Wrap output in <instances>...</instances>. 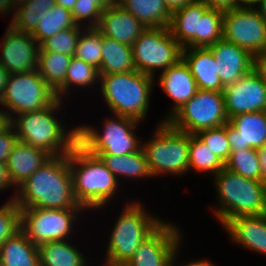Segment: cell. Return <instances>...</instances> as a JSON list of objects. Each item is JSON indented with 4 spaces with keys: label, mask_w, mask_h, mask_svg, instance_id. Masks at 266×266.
<instances>
[{
    "label": "cell",
    "mask_w": 266,
    "mask_h": 266,
    "mask_svg": "<svg viewBox=\"0 0 266 266\" xmlns=\"http://www.w3.org/2000/svg\"><path fill=\"white\" fill-rule=\"evenodd\" d=\"M253 56L266 51V21L254 5L224 11L223 37Z\"/></svg>",
    "instance_id": "13"
},
{
    "label": "cell",
    "mask_w": 266,
    "mask_h": 266,
    "mask_svg": "<svg viewBox=\"0 0 266 266\" xmlns=\"http://www.w3.org/2000/svg\"><path fill=\"white\" fill-rule=\"evenodd\" d=\"M117 3L146 28L169 27L171 23L172 13L163 0H117Z\"/></svg>",
    "instance_id": "25"
},
{
    "label": "cell",
    "mask_w": 266,
    "mask_h": 266,
    "mask_svg": "<svg viewBox=\"0 0 266 266\" xmlns=\"http://www.w3.org/2000/svg\"><path fill=\"white\" fill-rule=\"evenodd\" d=\"M222 228L239 247L260 253L261 215L238 216L230 219Z\"/></svg>",
    "instance_id": "29"
},
{
    "label": "cell",
    "mask_w": 266,
    "mask_h": 266,
    "mask_svg": "<svg viewBox=\"0 0 266 266\" xmlns=\"http://www.w3.org/2000/svg\"><path fill=\"white\" fill-rule=\"evenodd\" d=\"M103 11L94 0H77L71 13L76 25L84 28H97Z\"/></svg>",
    "instance_id": "40"
},
{
    "label": "cell",
    "mask_w": 266,
    "mask_h": 266,
    "mask_svg": "<svg viewBox=\"0 0 266 266\" xmlns=\"http://www.w3.org/2000/svg\"><path fill=\"white\" fill-rule=\"evenodd\" d=\"M99 81L100 74L97 68L72 56L71 62L66 71L65 83L55 93L57 98L63 101V98L70 94L71 87H82L83 89L93 88L94 85L99 86Z\"/></svg>",
    "instance_id": "30"
},
{
    "label": "cell",
    "mask_w": 266,
    "mask_h": 266,
    "mask_svg": "<svg viewBox=\"0 0 266 266\" xmlns=\"http://www.w3.org/2000/svg\"><path fill=\"white\" fill-rule=\"evenodd\" d=\"M228 119L241 113L266 111V83L253 69L223 91Z\"/></svg>",
    "instance_id": "15"
},
{
    "label": "cell",
    "mask_w": 266,
    "mask_h": 266,
    "mask_svg": "<svg viewBox=\"0 0 266 266\" xmlns=\"http://www.w3.org/2000/svg\"><path fill=\"white\" fill-rule=\"evenodd\" d=\"M101 158L106 167L115 175L119 181L124 178L130 180L142 178H153L150 173L148 162L145 158L142 148L134 153L125 154L123 156L116 155H96ZM120 178V179H119ZM132 178V179H131Z\"/></svg>",
    "instance_id": "26"
},
{
    "label": "cell",
    "mask_w": 266,
    "mask_h": 266,
    "mask_svg": "<svg viewBox=\"0 0 266 266\" xmlns=\"http://www.w3.org/2000/svg\"><path fill=\"white\" fill-rule=\"evenodd\" d=\"M0 266H40L38 246L20 229L0 246Z\"/></svg>",
    "instance_id": "24"
},
{
    "label": "cell",
    "mask_w": 266,
    "mask_h": 266,
    "mask_svg": "<svg viewBox=\"0 0 266 266\" xmlns=\"http://www.w3.org/2000/svg\"><path fill=\"white\" fill-rule=\"evenodd\" d=\"M73 193L86 211L101 209L121 191L115 175L99 156L91 154L79 142L68 154Z\"/></svg>",
    "instance_id": "3"
},
{
    "label": "cell",
    "mask_w": 266,
    "mask_h": 266,
    "mask_svg": "<svg viewBox=\"0 0 266 266\" xmlns=\"http://www.w3.org/2000/svg\"><path fill=\"white\" fill-rule=\"evenodd\" d=\"M156 78L139 72L100 75V91L112 114L144 122Z\"/></svg>",
    "instance_id": "6"
},
{
    "label": "cell",
    "mask_w": 266,
    "mask_h": 266,
    "mask_svg": "<svg viewBox=\"0 0 266 266\" xmlns=\"http://www.w3.org/2000/svg\"><path fill=\"white\" fill-rule=\"evenodd\" d=\"M140 203L129 201L122 208L109 236L104 265L124 266L139 245L164 222Z\"/></svg>",
    "instance_id": "5"
},
{
    "label": "cell",
    "mask_w": 266,
    "mask_h": 266,
    "mask_svg": "<svg viewBox=\"0 0 266 266\" xmlns=\"http://www.w3.org/2000/svg\"><path fill=\"white\" fill-rule=\"evenodd\" d=\"M176 223L164 222L137 248L124 266H169L171 257L181 242L183 233ZM182 240V241H181Z\"/></svg>",
    "instance_id": "14"
},
{
    "label": "cell",
    "mask_w": 266,
    "mask_h": 266,
    "mask_svg": "<svg viewBox=\"0 0 266 266\" xmlns=\"http://www.w3.org/2000/svg\"><path fill=\"white\" fill-rule=\"evenodd\" d=\"M83 210L86 209L22 208L21 230L37 246L51 241L69 240L74 223L79 222Z\"/></svg>",
    "instance_id": "12"
},
{
    "label": "cell",
    "mask_w": 266,
    "mask_h": 266,
    "mask_svg": "<svg viewBox=\"0 0 266 266\" xmlns=\"http://www.w3.org/2000/svg\"><path fill=\"white\" fill-rule=\"evenodd\" d=\"M253 5L258 9L260 15L266 21V0H257Z\"/></svg>",
    "instance_id": "54"
},
{
    "label": "cell",
    "mask_w": 266,
    "mask_h": 266,
    "mask_svg": "<svg viewBox=\"0 0 266 266\" xmlns=\"http://www.w3.org/2000/svg\"><path fill=\"white\" fill-rule=\"evenodd\" d=\"M11 124V120L6 110H0V132L6 129Z\"/></svg>",
    "instance_id": "53"
},
{
    "label": "cell",
    "mask_w": 266,
    "mask_h": 266,
    "mask_svg": "<svg viewBox=\"0 0 266 266\" xmlns=\"http://www.w3.org/2000/svg\"><path fill=\"white\" fill-rule=\"evenodd\" d=\"M97 29L103 36L132 46L146 27L116 2L102 12Z\"/></svg>",
    "instance_id": "20"
},
{
    "label": "cell",
    "mask_w": 266,
    "mask_h": 266,
    "mask_svg": "<svg viewBox=\"0 0 266 266\" xmlns=\"http://www.w3.org/2000/svg\"><path fill=\"white\" fill-rule=\"evenodd\" d=\"M21 229V209L15 200L0 206V246Z\"/></svg>",
    "instance_id": "39"
},
{
    "label": "cell",
    "mask_w": 266,
    "mask_h": 266,
    "mask_svg": "<svg viewBox=\"0 0 266 266\" xmlns=\"http://www.w3.org/2000/svg\"><path fill=\"white\" fill-rule=\"evenodd\" d=\"M40 17L41 20L35 30L31 33L32 37L39 45L45 39L54 36L61 30L76 26L73 21L71 11L57 4H55V6L49 9L45 14H41Z\"/></svg>",
    "instance_id": "31"
},
{
    "label": "cell",
    "mask_w": 266,
    "mask_h": 266,
    "mask_svg": "<svg viewBox=\"0 0 266 266\" xmlns=\"http://www.w3.org/2000/svg\"><path fill=\"white\" fill-rule=\"evenodd\" d=\"M0 43V63L9 73L29 72L38 67L39 44L31 33L17 31L9 24Z\"/></svg>",
    "instance_id": "16"
},
{
    "label": "cell",
    "mask_w": 266,
    "mask_h": 266,
    "mask_svg": "<svg viewBox=\"0 0 266 266\" xmlns=\"http://www.w3.org/2000/svg\"><path fill=\"white\" fill-rule=\"evenodd\" d=\"M149 140L141 142L151 175H184L189 171L190 134L161 120Z\"/></svg>",
    "instance_id": "7"
},
{
    "label": "cell",
    "mask_w": 266,
    "mask_h": 266,
    "mask_svg": "<svg viewBox=\"0 0 266 266\" xmlns=\"http://www.w3.org/2000/svg\"><path fill=\"white\" fill-rule=\"evenodd\" d=\"M182 59L200 90L223 92L224 85L217 73V62L209 47L183 48Z\"/></svg>",
    "instance_id": "21"
},
{
    "label": "cell",
    "mask_w": 266,
    "mask_h": 266,
    "mask_svg": "<svg viewBox=\"0 0 266 266\" xmlns=\"http://www.w3.org/2000/svg\"><path fill=\"white\" fill-rule=\"evenodd\" d=\"M136 70L155 78L182 59L183 48L173 38L169 27L146 28L132 45ZM162 69V70H161Z\"/></svg>",
    "instance_id": "10"
},
{
    "label": "cell",
    "mask_w": 266,
    "mask_h": 266,
    "mask_svg": "<svg viewBox=\"0 0 266 266\" xmlns=\"http://www.w3.org/2000/svg\"><path fill=\"white\" fill-rule=\"evenodd\" d=\"M9 25L17 31L32 33L37 27L41 17L34 12L14 13Z\"/></svg>",
    "instance_id": "41"
},
{
    "label": "cell",
    "mask_w": 266,
    "mask_h": 266,
    "mask_svg": "<svg viewBox=\"0 0 266 266\" xmlns=\"http://www.w3.org/2000/svg\"><path fill=\"white\" fill-rule=\"evenodd\" d=\"M56 99L55 91L35 69L10 74L0 105L8 109L6 111L11 120L18 114L50 106Z\"/></svg>",
    "instance_id": "11"
},
{
    "label": "cell",
    "mask_w": 266,
    "mask_h": 266,
    "mask_svg": "<svg viewBox=\"0 0 266 266\" xmlns=\"http://www.w3.org/2000/svg\"><path fill=\"white\" fill-rule=\"evenodd\" d=\"M180 246H178L176 248V250L174 251L172 257H171V260H170V263H169V266H177L175 263H176V260L178 259V254L180 253L179 250H181ZM182 266H215V264H212V262L210 260H207V259H202L201 260H196L195 262H187V264H183Z\"/></svg>",
    "instance_id": "47"
},
{
    "label": "cell",
    "mask_w": 266,
    "mask_h": 266,
    "mask_svg": "<svg viewBox=\"0 0 266 266\" xmlns=\"http://www.w3.org/2000/svg\"><path fill=\"white\" fill-rule=\"evenodd\" d=\"M28 1H31V0H15V3L17 5V4H22V3H25V2H28Z\"/></svg>",
    "instance_id": "58"
},
{
    "label": "cell",
    "mask_w": 266,
    "mask_h": 266,
    "mask_svg": "<svg viewBox=\"0 0 266 266\" xmlns=\"http://www.w3.org/2000/svg\"><path fill=\"white\" fill-rule=\"evenodd\" d=\"M50 158L51 156L42 149L18 141L6 162L16 189Z\"/></svg>",
    "instance_id": "22"
},
{
    "label": "cell",
    "mask_w": 266,
    "mask_h": 266,
    "mask_svg": "<svg viewBox=\"0 0 266 266\" xmlns=\"http://www.w3.org/2000/svg\"><path fill=\"white\" fill-rule=\"evenodd\" d=\"M16 6L15 0H0V13L2 14L1 17L7 16L11 11L14 13L13 11H15Z\"/></svg>",
    "instance_id": "49"
},
{
    "label": "cell",
    "mask_w": 266,
    "mask_h": 266,
    "mask_svg": "<svg viewBox=\"0 0 266 266\" xmlns=\"http://www.w3.org/2000/svg\"><path fill=\"white\" fill-rule=\"evenodd\" d=\"M18 141V137L11 124L0 132V162H7L9 154Z\"/></svg>",
    "instance_id": "42"
},
{
    "label": "cell",
    "mask_w": 266,
    "mask_h": 266,
    "mask_svg": "<svg viewBox=\"0 0 266 266\" xmlns=\"http://www.w3.org/2000/svg\"><path fill=\"white\" fill-rule=\"evenodd\" d=\"M260 254L266 255V217L261 215Z\"/></svg>",
    "instance_id": "50"
},
{
    "label": "cell",
    "mask_w": 266,
    "mask_h": 266,
    "mask_svg": "<svg viewBox=\"0 0 266 266\" xmlns=\"http://www.w3.org/2000/svg\"><path fill=\"white\" fill-rule=\"evenodd\" d=\"M225 164L205 145L196 134H190L189 170L215 176Z\"/></svg>",
    "instance_id": "33"
},
{
    "label": "cell",
    "mask_w": 266,
    "mask_h": 266,
    "mask_svg": "<svg viewBox=\"0 0 266 266\" xmlns=\"http://www.w3.org/2000/svg\"><path fill=\"white\" fill-rule=\"evenodd\" d=\"M243 4L253 5L257 0H240Z\"/></svg>",
    "instance_id": "57"
},
{
    "label": "cell",
    "mask_w": 266,
    "mask_h": 266,
    "mask_svg": "<svg viewBox=\"0 0 266 266\" xmlns=\"http://www.w3.org/2000/svg\"><path fill=\"white\" fill-rule=\"evenodd\" d=\"M166 7L169 9V11L172 13L173 11L180 9L187 4L192 3L195 0H163Z\"/></svg>",
    "instance_id": "48"
},
{
    "label": "cell",
    "mask_w": 266,
    "mask_h": 266,
    "mask_svg": "<svg viewBox=\"0 0 266 266\" xmlns=\"http://www.w3.org/2000/svg\"><path fill=\"white\" fill-rule=\"evenodd\" d=\"M83 29L84 27L76 25L73 28L61 30L54 36L45 39L39 45V52H54L73 56Z\"/></svg>",
    "instance_id": "37"
},
{
    "label": "cell",
    "mask_w": 266,
    "mask_h": 266,
    "mask_svg": "<svg viewBox=\"0 0 266 266\" xmlns=\"http://www.w3.org/2000/svg\"><path fill=\"white\" fill-rule=\"evenodd\" d=\"M223 14V11L214 8L198 14V47H209L222 39Z\"/></svg>",
    "instance_id": "36"
},
{
    "label": "cell",
    "mask_w": 266,
    "mask_h": 266,
    "mask_svg": "<svg viewBox=\"0 0 266 266\" xmlns=\"http://www.w3.org/2000/svg\"><path fill=\"white\" fill-rule=\"evenodd\" d=\"M209 8L221 11L231 10L244 5L240 0H202Z\"/></svg>",
    "instance_id": "44"
},
{
    "label": "cell",
    "mask_w": 266,
    "mask_h": 266,
    "mask_svg": "<svg viewBox=\"0 0 266 266\" xmlns=\"http://www.w3.org/2000/svg\"><path fill=\"white\" fill-rule=\"evenodd\" d=\"M77 0H56V4L72 11L74 5L76 4Z\"/></svg>",
    "instance_id": "55"
},
{
    "label": "cell",
    "mask_w": 266,
    "mask_h": 266,
    "mask_svg": "<svg viewBox=\"0 0 266 266\" xmlns=\"http://www.w3.org/2000/svg\"><path fill=\"white\" fill-rule=\"evenodd\" d=\"M209 48L217 62V73L224 86L236 82L254 69V56L223 38Z\"/></svg>",
    "instance_id": "18"
},
{
    "label": "cell",
    "mask_w": 266,
    "mask_h": 266,
    "mask_svg": "<svg viewBox=\"0 0 266 266\" xmlns=\"http://www.w3.org/2000/svg\"><path fill=\"white\" fill-rule=\"evenodd\" d=\"M11 187H13L14 191H16L13 193L14 195L11 198L9 197V200H13L15 198L17 189H15L16 187L10 178L6 163L0 162V192H2V190L5 191L6 189H10Z\"/></svg>",
    "instance_id": "45"
},
{
    "label": "cell",
    "mask_w": 266,
    "mask_h": 266,
    "mask_svg": "<svg viewBox=\"0 0 266 266\" xmlns=\"http://www.w3.org/2000/svg\"><path fill=\"white\" fill-rule=\"evenodd\" d=\"M196 135L225 164L231 154V148L226 133V124L217 128L202 130Z\"/></svg>",
    "instance_id": "38"
},
{
    "label": "cell",
    "mask_w": 266,
    "mask_h": 266,
    "mask_svg": "<svg viewBox=\"0 0 266 266\" xmlns=\"http://www.w3.org/2000/svg\"><path fill=\"white\" fill-rule=\"evenodd\" d=\"M56 0H31L22 4H17L14 13L34 12L39 16L45 14L49 9L55 6Z\"/></svg>",
    "instance_id": "43"
},
{
    "label": "cell",
    "mask_w": 266,
    "mask_h": 266,
    "mask_svg": "<svg viewBox=\"0 0 266 266\" xmlns=\"http://www.w3.org/2000/svg\"><path fill=\"white\" fill-rule=\"evenodd\" d=\"M258 156L262 174L266 175V144L258 149Z\"/></svg>",
    "instance_id": "52"
},
{
    "label": "cell",
    "mask_w": 266,
    "mask_h": 266,
    "mask_svg": "<svg viewBox=\"0 0 266 266\" xmlns=\"http://www.w3.org/2000/svg\"><path fill=\"white\" fill-rule=\"evenodd\" d=\"M10 73L6 70L0 63V100L2 99L5 93V87L9 80Z\"/></svg>",
    "instance_id": "51"
},
{
    "label": "cell",
    "mask_w": 266,
    "mask_h": 266,
    "mask_svg": "<svg viewBox=\"0 0 266 266\" xmlns=\"http://www.w3.org/2000/svg\"><path fill=\"white\" fill-rule=\"evenodd\" d=\"M72 56L54 52H39L37 70L47 84L56 92L64 83Z\"/></svg>",
    "instance_id": "32"
},
{
    "label": "cell",
    "mask_w": 266,
    "mask_h": 266,
    "mask_svg": "<svg viewBox=\"0 0 266 266\" xmlns=\"http://www.w3.org/2000/svg\"><path fill=\"white\" fill-rule=\"evenodd\" d=\"M213 180L218 204L212 212L222 227L230 219L238 216L265 213L266 187L263 181L247 179L225 167L213 177Z\"/></svg>",
    "instance_id": "4"
},
{
    "label": "cell",
    "mask_w": 266,
    "mask_h": 266,
    "mask_svg": "<svg viewBox=\"0 0 266 266\" xmlns=\"http://www.w3.org/2000/svg\"><path fill=\"white\" fill-rule=\"evenodd\" d=\"M157 79L162 91L172 100L171 112L169 111L163 119L166 121L196 94L198 88L183 59L161 72Z\"/></svg>",
    "instance_id": "19"
},
{
    "label": "cell",
    "mask_w": 266,
    "mask_h": 266,
    "mask_svg": "<svg viewBox=\"0 0 266 266\" xmlns=\"http://www.w3.org/2000/svg\"><path fill=\"white\" fill-rule=\"evenodd\" d=\"M14 200L20 209L84 208L74 197L68 154L45 162L17 188Z\"/></svg>",
    "instance_id": "1"
},
{
    "label": "cell",
    "mask_w": 266,
    "mask_h": 266,
    "mask_svg": "<svg viewBox=\"0 0 266 266\" xmlns=\"http://www.w3.org/2000/svg\"><path fill=\"white\" fill-rule=\"evenodd\" d=\"M264 184H265V187H266V175L264 176Z\"/></svg>",
    "instance_id": "59"
},
{
    "label": "cell",
    "mask_w": 266,
    "mask_h": 266,
    "mask_svg": "<svg viewBox=\"0 0 266 266\" xmlns=\"http://www.w3.org/2000/svg\"><path fill=\"white\" fill-rule=\"evenodd\" d=\"M254 70L266 83V52L254 56Z\"/></svg>",
    "instance_id": "46"
},
{
    "label": "cell",
    "mask_w": 266,
    "mask_h": 266,
    "mask_svg": "<svg viewBox=\"0 0 266 266\" xmlns=\"http://www.w3.org/2000/svg\"><path fill=\"white\" fill-rule=\"evenodd\" d=\"M136 70L132 46L120 43L113 38L103 36L100 75L126 73Z\"/></svg>",
    "instance_id": "28"
},
{
    "label": "cell",
    "mask_w": 266,
    "mask_h": 266,
    "mask_svg": "<svg viewBox=\"0 0 266 266\" xmlns=\"http://www.w3.org/2000/svg\"><path fill=\"white\" fill-rule=\"evenodd\" d=\"M63 101L56 99L41 110L18 114L11 119L18 140L40 148L51 157L67 155L78 143V126L72 130L65 128L58 114L63 109ZM64 126V127H63ZM66 130V131H65Z\"/></svg>",
    "instance_id": "2"
},
{
    "label": "cell",
    "mask_w": 266,
    "mask_h": 266,
    "mask_svg": "<svg viewBox=\"0 0 266 266\" xmlns=\"http://www.w3.org/2000/svg\"><path fill=\"white\" fill-rule=\"evenodd\" d=\"M208 8L202 0H195L172 12L169 30L182 48L198 47V14Z\"/></svg>",
    "instance_id": "23"
},
{
    "label": "cell",
    "mask_w": 266,
    "mask_h": 266,
    "mask_svg": "<svg viewBox=\"0 0 266 266\" xmlns=\"http://www.w3.org/2000/svg\"><path fill=\"white\" fill-rule=\"evenodd\" d=\"M68 240L51 241L38 246L40 266H88L85 254Z\"/></svg>",
    "instance_id": "27"
},
{
    "label": "cell",
    "mask_w": 266,
    "mask_h": 266,
    "mask_svg": "<svg viewBox=\"0 0 266 266\" xmlns=\"http://www.w3.org/2000/svg\"><path fill=\"white\" fill-rule=\"evenodd\" d=\"M102 44L103 35L97 28H84L73 56L99 70L102 60Z\"/></svg>",
    "instance_id": "35"
},
{
    "label": "cell",
    "mask_w": 266,
    "mask_h": 266,
    "mask_svg": "<svg viewBox=\"0 0 266 266\" xmlns=\"http://www.w3.org/2000/svg\"><path fill=\"white\" fill-rule=\"evenodd\" d=\"M112 117L104 120L102 132L92 125H78V142L93 155L123 156L138 151L142 141L135 131L141 122L115 114Z\"/></svg>",
    "instance_id": "8"
},
{
    "label": "cell",
    "mask_w": 266,
    "mask_h": 266,
    "mask_svg": "<svg viewBox=\"0 0 266 266\" xmlns=\"http://www.w3.org/2000/svg\"><path fill=\"white\" fill-rule=\"evenodd\" d=\"M231 152L259 149L266 144V111L241 113L226 123Z\"/></svg>",
    "instance_id": "17"
},
{
    "label": "cell",
    "mask_w": 266,
    "mask_h": 266,
    "mask_svg": "<svg viewBox=\"0 0 266 266\" xmlns=\"http://www.w3.org/2000/svg\"><path fill=\"white\" fill-rule=\"evenodd\" d=\"M166 122L172 128L188 134L224 126L229 119L223 92L198 89Z\"/></svg>",
    "instance_id": "9"
},
{
    "label": "cell",
    "mask_w": 266,
    "mask_h": 266,
    "mask_svg": "<svg viewBox=\"0 0 266 266\" xmlns=\"http://www.w3.org/2000/svg\"><path fill=\"white\" fill-rule=\"evenodd\" d=\"M103 10L114 5L117 0H94Z\"/></svg>",
    "instance_id": "56"
},
{
    "label": "cell",
    "mask_w": 266,
    "mask_h": 266,
    "mask_svg": "<svg viewBox=\"0 0 266 266\" xmlns=\"http://www.w3.org/2000/svg\"><path fill=\"white\" fill-rule=\"evenodd\" d=\"M225 168L247 179L264 181V175L262 174L259 162L258 149L256 148L231 152L228 161L225 163Z\"/></svg>",
    "instance_id": "34"
}]
</instances>
